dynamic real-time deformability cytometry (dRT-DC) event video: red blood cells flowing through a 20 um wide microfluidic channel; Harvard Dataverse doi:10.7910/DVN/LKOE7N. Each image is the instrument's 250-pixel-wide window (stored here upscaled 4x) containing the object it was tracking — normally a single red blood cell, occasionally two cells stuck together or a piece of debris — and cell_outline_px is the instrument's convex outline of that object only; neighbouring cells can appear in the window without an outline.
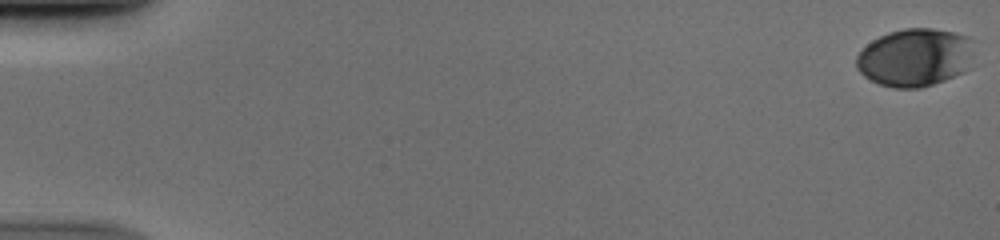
{"species": "human", "species_latin": "Homo sapiens", "temperature_condition": "cold", "stored_images_in_passage": 53, "camera_frame_rate_fps": 3000, "um_per_image_px": 0.085, "donor": {"sex": "male"}, "frame": {"image": 1, "passage_image": 1, "time_ms": 0.0, "image_size_px": [1000, 240], "cell_outline_px": [[972, 68], [964, 72], [944, 80], [920, 88], [892, 88], [880, 84], [864, 76], [856, 68], [856, 56], [872, 40], [888, 32], [904, 28], [932, 28], [952, 32], [968, 36]], "centroid_in_image_um": [77.75, 4.89], "position_along_channel_um": 7.3, "area_um2": 39.65}}
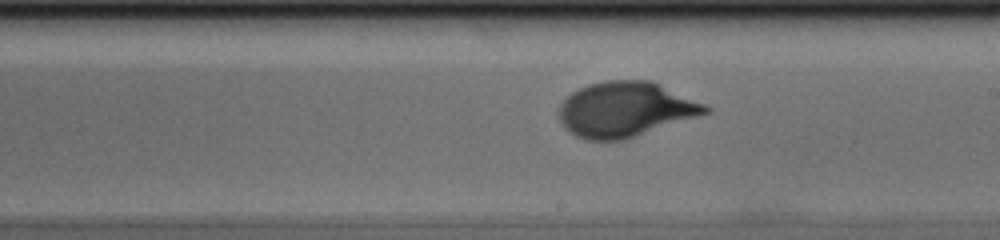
{"frame": {"image": 2, "passage_image": 32, "time_ms": 10.333, "image_size_px": [1000, 240], "cell_outline_px": [[712, 112], [624, 140], [584, 140], [576, 136], [564, 128], [560, 120], [560, 104], [572, 92], [588, 84], [604, 80], [652, 80], [704, 104], [712, 108]], "centroid_in_image_um": [53.17, 9.3], "position_along_channel_um": 235.8, "area_um2": 46.99}}
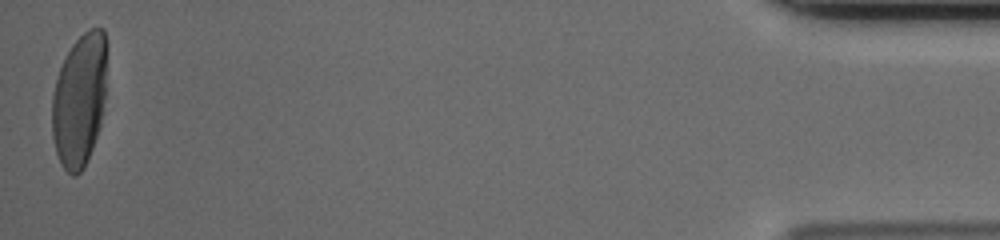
{"frame": {"image": 3, "passage_image": 53, "time_ms": 17.333, "image_size_px": [1000, 240], "cell_outline_px": [[104, 100], [100, 128], [84, 168], [76, 176], [72, 176], [64, 168], [56, 152], [52, 136], [52, 96], [56, 80], [60, 68], [72, 44], [88, 28], [104, 28]], "centroid_in_image_um": [6.73, 8.55], "position_along_channel_um": 428.5, "area_um2": 41.85}}